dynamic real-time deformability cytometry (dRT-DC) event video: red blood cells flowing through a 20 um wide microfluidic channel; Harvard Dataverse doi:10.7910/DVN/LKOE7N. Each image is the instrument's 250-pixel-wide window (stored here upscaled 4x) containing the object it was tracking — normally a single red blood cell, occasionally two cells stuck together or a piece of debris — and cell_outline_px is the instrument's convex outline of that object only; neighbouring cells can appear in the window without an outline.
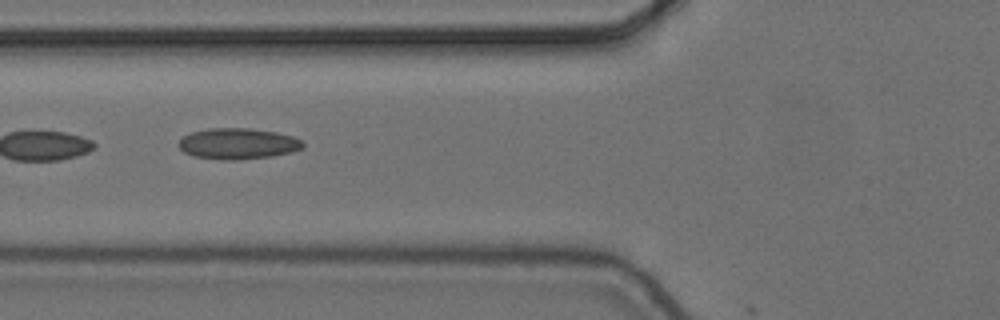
{"species": "common noctule bat (a hibernating species)", "species_latin": "Nyctalus noctula", "temperature_condition": "cold", "stored_images_in_passage": 6, "camera_frame_rate_fps": 3000, "um_per_image_px": 0.085, "animal": {"sex": "female", "body_mass_g": 24.6, "forearm_length_mm": 56.2}, "frame": {"image": 1, "passage_image": 3, "time_ms": 0.667, "image_size_px": [1000, 320], "cell_outline_px": [[304, 148], [292, 152], [272, 156], [240, 160], [224, 160], [192, 156], [184, 152], [176, 144], [184, 136], [192, 132], [208, 128], [252, 128], [276, 132], [292, 136], [300, 140], [304, 144]], "centroid_in_image_um": [20.22, 12.21], "position_along_channel_um": 105.6, "area_um2": 22.6}}
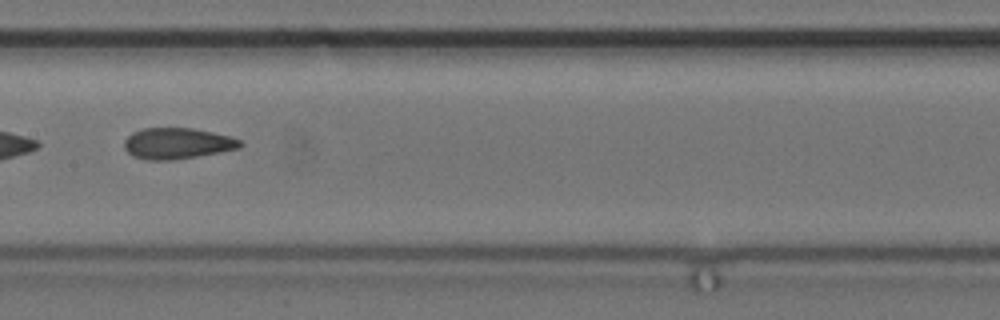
{"frame": {"image": 2, "passage_image": 5, "time_ms": 1.333, "image_size_px": [1000, 320], "cell_outline_px": [[244, 144], [240, 148], [220, 152], [172, 160], [148, 160], [132, 156], [124, 148], [124, 140], [132, 132], [144, 128], [192, 128], [212, 132], [228, 136], [240, 140]], "centroid_in_image_um": [15.05, 12.19], "position_along_channel_um": 192.4, "area_um2": 20.92}}
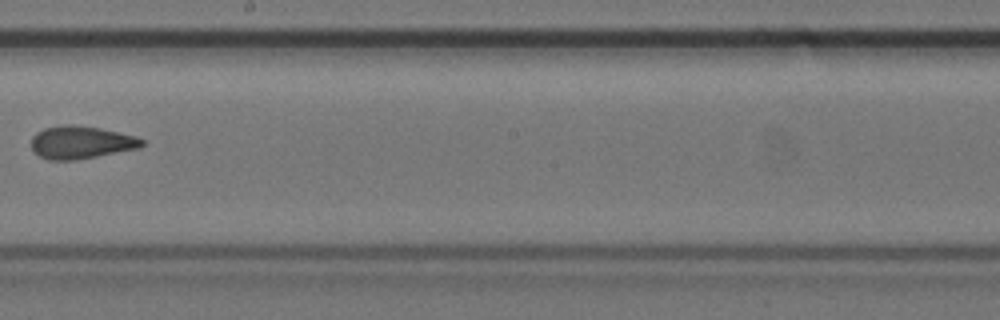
{"frame": {"image": 3, "passage_image": 6, "time_ms": 1.667, "image_size_px": [1000, 320], "cell_outline_px": [[144, 144], [140, 148], [76, 160], [48, 160], [32, 152], [32, 136], [36, 132], [44, 128], [64, 124], [72, 124], [100, 128], [136, 136], [144, 140]], "centroid_in_image_um": [6.87, 12.1], "position_along_channel_um": 241.3, "area_um2": 21.27}}